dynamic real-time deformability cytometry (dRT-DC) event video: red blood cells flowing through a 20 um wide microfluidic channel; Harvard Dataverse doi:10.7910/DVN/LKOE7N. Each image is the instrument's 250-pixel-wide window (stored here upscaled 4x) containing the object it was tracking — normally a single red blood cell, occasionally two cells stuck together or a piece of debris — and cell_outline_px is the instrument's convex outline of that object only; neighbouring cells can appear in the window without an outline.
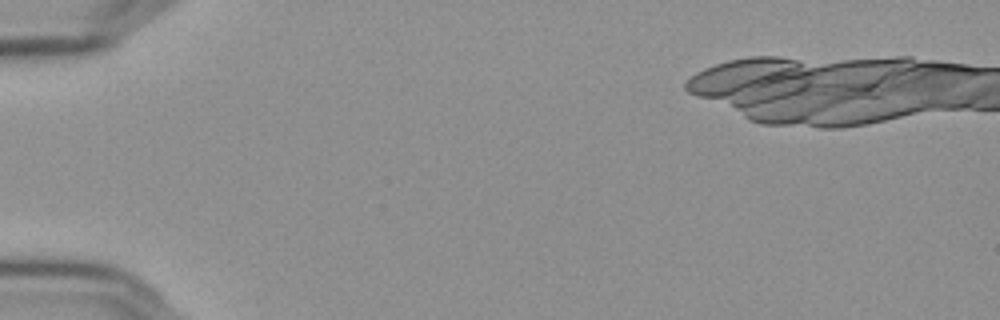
{"species": "Egyptian fruit bat (a non-hibernating species)", "species_latin": "Rousettus aegyptiacus", "temperature_condition": "cold", "stored_images_in_passage": 4, "camera_frame_rate_fps": 3000, "um_per_image_px": 0.085, "frame": {"image": 1, "passage_image": 2, "time_ms": 0.333, "image_size_px": [1000, 320], "cell_outline_px": [[808, 72], [804, 88], [792, 92], [752, 80], [740, 60], [784, 60]], "centroid_in_image_um": [66.01, 6.28], "position_along_channel_um": 19.0, "area_um2": 10.52}}